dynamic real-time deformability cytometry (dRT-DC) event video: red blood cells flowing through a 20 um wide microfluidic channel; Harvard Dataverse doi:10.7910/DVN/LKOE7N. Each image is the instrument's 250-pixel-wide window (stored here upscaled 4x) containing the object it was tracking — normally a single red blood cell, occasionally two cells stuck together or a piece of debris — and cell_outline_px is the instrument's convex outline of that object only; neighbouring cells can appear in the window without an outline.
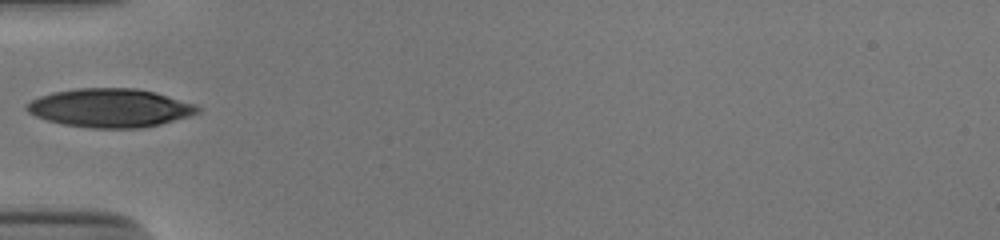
{"species": "human", "species_latin": "Homo sapiens", "temperature_condition": "cold", "stored_images_in_passage": 35, "camera_frame_rate_fps": 3000, "um_per_image_px": 0.085, "donor": {"sex": "male"}, "frame": {"image": 1, "passage_image": 1, "time_ms": 0.0, "image_size_px": [1000, 240], "cell_outline_px": [[200, 112], [188, 116], [160, 124], [140, 128], [92, 128], [64, 124], [48, 120], [36, 116], [28, 112], [24, 108], [32, 100], [40, 96], [52, 92], [80, 88], [136, 88], [152, 92], [196, 104], [200, 108]], "centroid_in_image_um": [9.35, 9.17], "position_along_channel_um": 75.7, "area_um2": 38.09}}
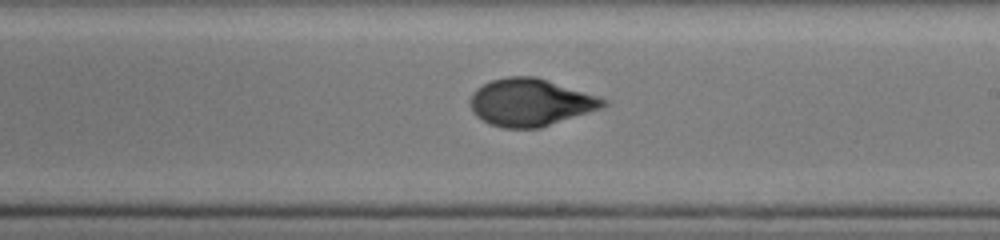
{"frame": {"image": 2, "passage_image": 14, "time_ms": 4.333, "image_size_px": [1000, 240], "cell_outline_px": [[608, 104], [604, 108], [540, 128], [504, 128], [488, 124], [476, 116], [472, 112], [472, 92], [476, 88], [492, 80], [508, 76], [536, 76], [608, 100]], "centroid_in_image_um": [45.1, 8.71], "position_along_channel_um": 243.9, "area_um2": 36.7}}
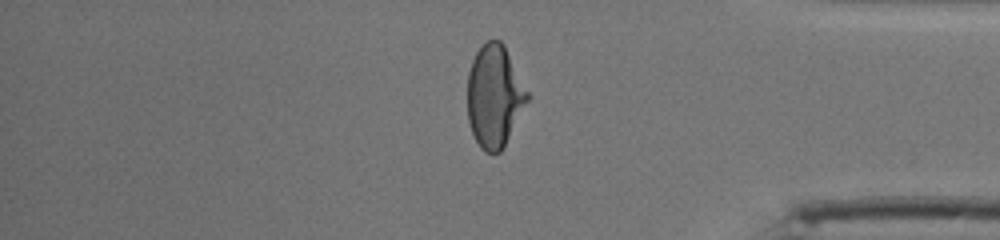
{"frame": {"image": 3, "passage_image": 27, "time_ms": 8.667, "image_size_px": [1000, 240], "cell_outline_px": [[532, 96], [500, 152], [484, 152], [480, 148], [472, 132], [468, 120], [468, 72], [472, 60], [476, 52], [488, 40], [500, 40], [504, 44]], "centroid_in_image_um": [42.06, 8.16], "position_along_channel_um": 393.1, "area_um2": 35.95}}